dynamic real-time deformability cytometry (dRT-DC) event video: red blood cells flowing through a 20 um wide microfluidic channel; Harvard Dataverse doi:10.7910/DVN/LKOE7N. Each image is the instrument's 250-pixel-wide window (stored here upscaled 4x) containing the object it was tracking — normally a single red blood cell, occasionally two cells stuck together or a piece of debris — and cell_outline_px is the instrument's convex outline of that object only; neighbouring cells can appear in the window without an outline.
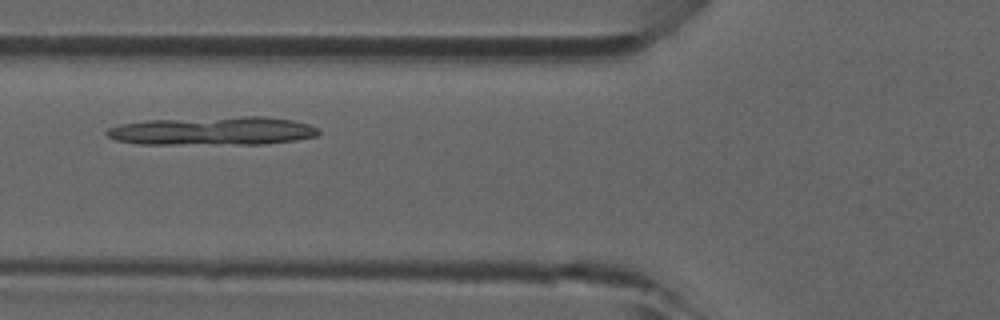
{"species": "common noctule bat (a hibernating species)", "species_latin": "Nyctalus noctula", "temperature_condition": "room temperature", "stored_images_in_passage": 41, "camera_frame_rate_fps": 3000, "um_per_image_px": 0.085, "animal": {"sex": "male", "forearm_length_mm": 52.5}, "frame": {"image": 1, "passage_image": 12, "time_ms": 3.667, "image_size_px": [1000, 320], "cell_outline_px": [[320, 132], [316, 136], [296, 140], [264, 144], [140, 144], [116, 140], [108, 136], [104, 132], [108, 128], [120, 124], [148, 120], [240, 116], [264, 116], [292, 120], [308, 124], [316, 128]], "centroid_in_image_um": [18.09, 11.13], "position_along_channel_um": 107.7, "area_um2": 35.2}}